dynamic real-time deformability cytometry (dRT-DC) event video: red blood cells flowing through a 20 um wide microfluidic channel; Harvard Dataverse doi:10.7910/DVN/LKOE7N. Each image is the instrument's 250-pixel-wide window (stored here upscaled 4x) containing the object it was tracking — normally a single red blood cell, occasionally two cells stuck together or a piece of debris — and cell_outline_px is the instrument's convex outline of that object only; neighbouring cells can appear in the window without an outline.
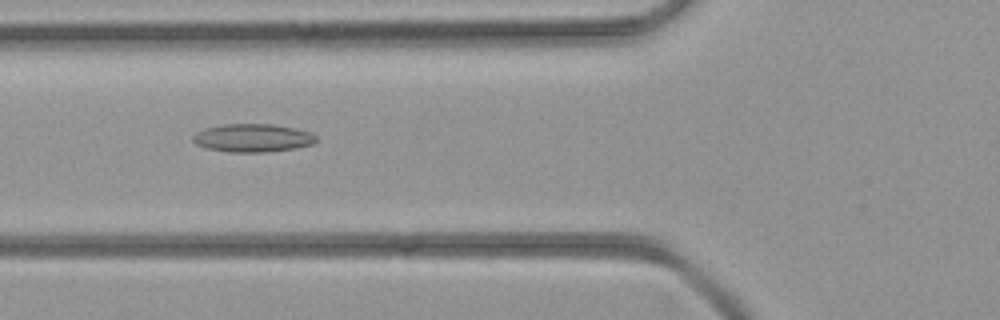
{"species": "common noctule bat (a hibernating species)", "species_latin": "Nyctalus noctula", "temperature_condition": "room temperature", "stored_images_in_passage": 43, "camera_frame_rate_fps": 3000, "um_per_image_px": 0.085, "animal": {"sex": "female", "body_mass_g": 21.9}, "frame": {"image": 1, "passage_image": 16, "time_ms": 5.0, "image_size_px": [1000, 320], "cell_outline_px": [[316, 140], [312, 144], [296, 148], [268, 152], [232, 152], [208, 148], [196, 144], [192, 140], [192, 136], [196, 132], [204, 128], [224, 124], [272, 124], [312, 132], [316, 136]], "centroid_in_image_um": [21.47, 11.72], "position_along_channel_um": 104.3, "area_um2": 20.17}}
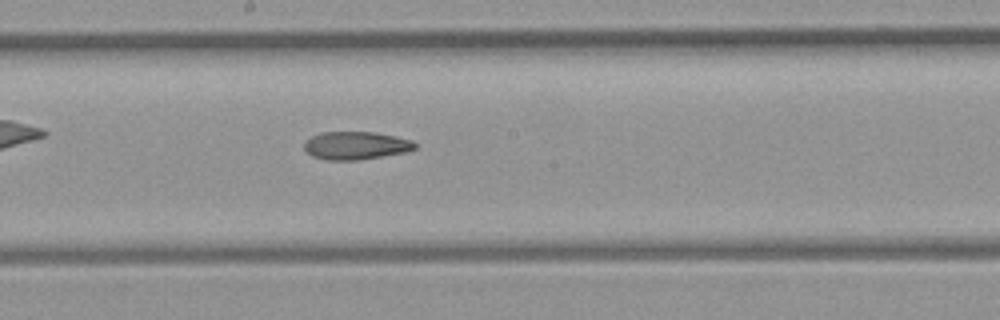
{"frame": {"image": 2, "passage_image": 23, "time_ms": 7.333, "image_size_px": [1000, 320], "cell_outline_px": [[416, 148], [404, 152], [360, 160], [324, 160], [312, 156], [304, 148], [304, 140], [312, 136], [324, 132], [372, 132], [412, 140], [416, 144]], "centroid_in_image_um": [30.2, 12.38], "position_along_channel_um": 218.0, "area_um2": 17.92}}
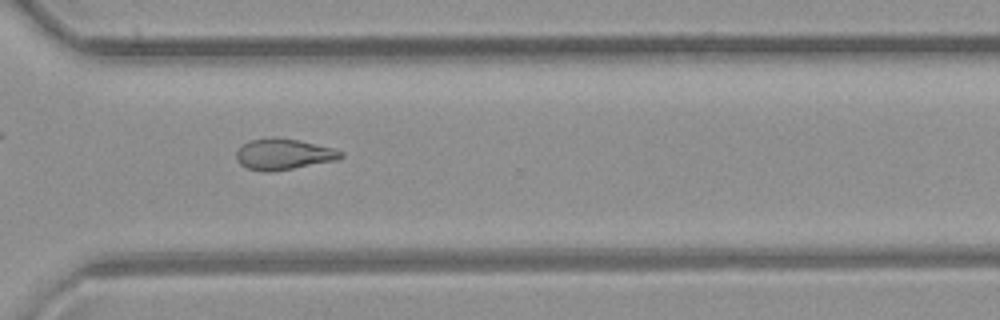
{"frame": {"image": 3, "passage_image": 31, "time_ms": 10.0, "image_size_px": [1000, 320], "cell_outline_px": [[344, 156], [336, 160], [292, 168], [268, 172], [264, 172], [248, 168], [240, 164], [236, 160], [236, 152], [248, 140], [268, 136], [276, 136], [300, 140], [332, 148], [344, 152]], "centroid_in_image_um": [24.07, 13.08], "position_along_channel_um": 346.5, "area_um2": 18.96}}